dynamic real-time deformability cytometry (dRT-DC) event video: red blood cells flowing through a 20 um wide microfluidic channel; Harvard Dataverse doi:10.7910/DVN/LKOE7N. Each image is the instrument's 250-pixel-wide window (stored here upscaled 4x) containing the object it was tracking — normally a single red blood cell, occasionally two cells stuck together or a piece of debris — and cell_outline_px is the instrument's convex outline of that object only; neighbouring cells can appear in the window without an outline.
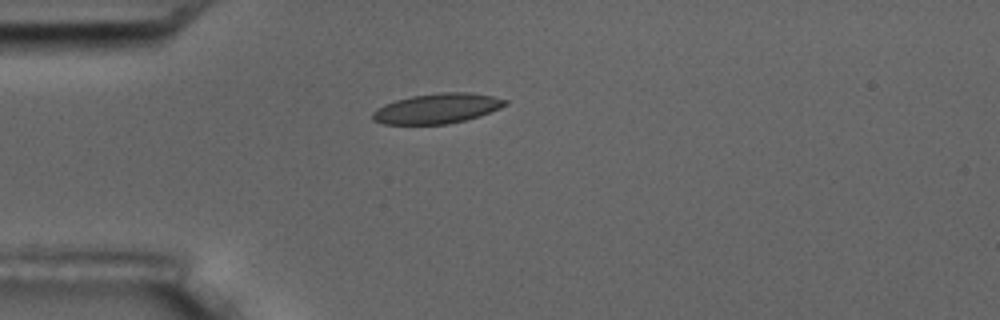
{"species": "common noctule bat (a hibernating species)", "species_latin": "Nyctalus noctula", "temperature_condition": "room temperature", "stored_images_in_passage": 4, "camera_frame_rate_fps": 3000, "um_per_image_px": 0.085, "animal": {"sex": "male", "body_mass_g": 17.5, "forearm_length_mm": 52.3}, "frame": {"image": 1, "passage_image": 2, "time_ms": 2.0, "image_size_px": [1000, 320], "cell_outline_px": [[508, 104], [500, 108], [480, 116], [448, 124], [384, 124], [372, 120], [372, 112], [376, 108], [384, 104], [396, 100], [412, 96], [440, 92], [468, 92], [492, 96], [508, 100]], "centroid_in_image_um": [37.15, 9.22], "position_along_channel_um": 47.9, "area_um2": 23.24}}